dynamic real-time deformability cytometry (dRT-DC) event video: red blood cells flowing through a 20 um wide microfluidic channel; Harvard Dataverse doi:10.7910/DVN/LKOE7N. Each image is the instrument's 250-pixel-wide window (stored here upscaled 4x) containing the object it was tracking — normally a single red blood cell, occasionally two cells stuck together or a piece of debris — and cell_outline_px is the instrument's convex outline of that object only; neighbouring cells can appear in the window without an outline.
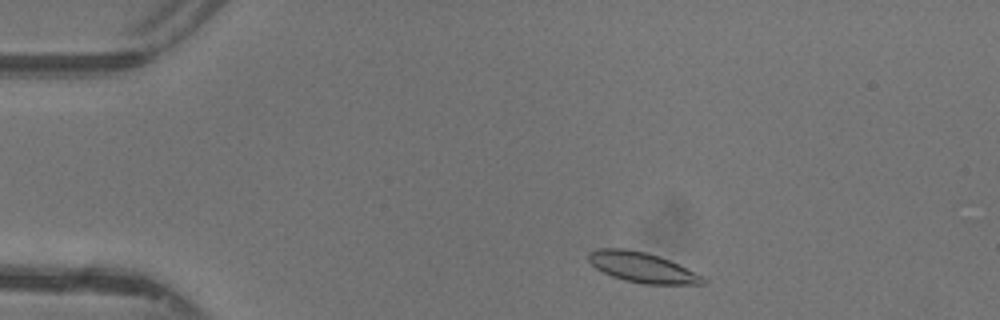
{"species": "common noctule bat (a hibernating species)", "species_latin": "Nyctalus noctula", "temperature_condition": "warm", "stored_images_in_passage": 41, "camera_frame_rate_fps": 3000, "um_per_image_px": 0.085, "animal": {"sex": "female"}, "frame": {"image": 1, "passage_image": 3, "time_ms": 0.667, "image_size_px": [1000, 320], "cell_outline_px": [[708, 280], [704, 284], [644, 284], [624, 280], [612, 276], [596, 268], [588, 260], [588, 252], [596, 248], [624, 248], [648, 252], [668, 260], [704, 276]], "centroid_in_image_um": [54.57, 22.72], "position_along_channel_um": 30.4, "area_um2": 20.11}}
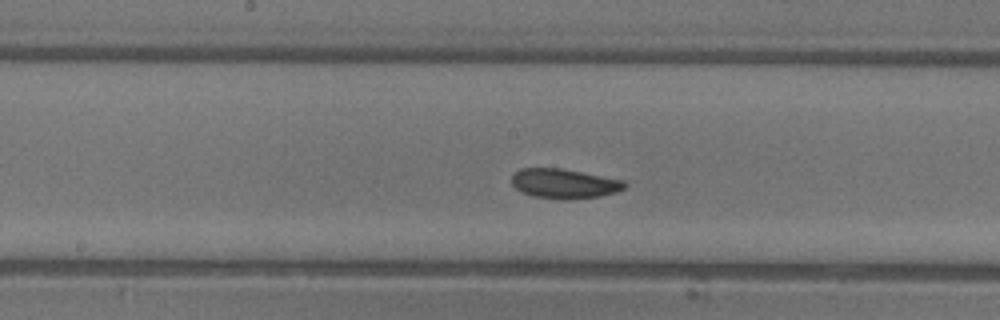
{"frame": {"image": 2, "passage_image": 19, "time_ms": 6.0, "image_size_px": [1000, 320], "cell_outline_px": [[628, 184], [624, 188], [616, 192], [600, 196], [568, 200], [560, 200], [532, 196], [520, 192], [512, 184], [512, 176], [520, 168], [560, 168], [624, 180]], "centroid_in_image_um": [47.95, 15.62], "position_along_channel_um": 200.2, "area_um2": 19.65}}
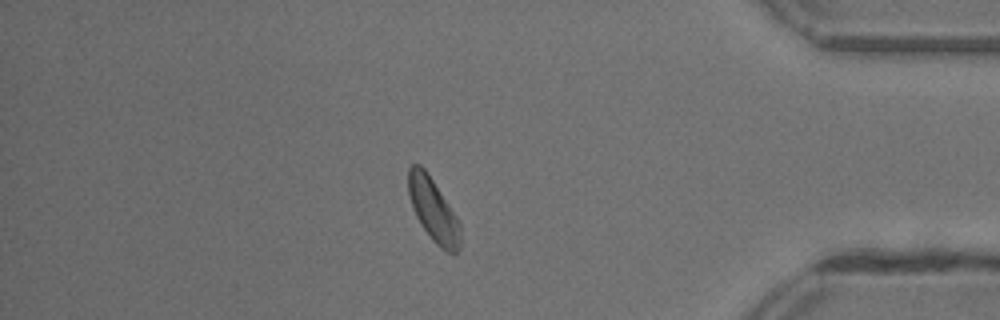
{"frame": {"image": 3, "passage_image": 35, "time_ms": 11.333, "image_size_px": [1000, 320], "cell_outline_px": [[460, 248], [456, 252], [448, 252], [440, 248], [432, 240], [420, 224], [416, 216], [408, 192], [408, 168], [412, 164], [420, 164], [424, 168], [456, 216], [460, 224]], "centroid_in_image_um": [36.82, 17.86], "position_along_channel_um": 398.4, "area_um2": 18.79}, "authors_computed_cell_mechanics": {"area_um2": 19.363, "velocity_mm_per_s": 4.3621, "shape_relaxation_time_tau1_ms": 1.9331, "shape_relaxation_time_tau2_ms": 2.3505, "deformation_change_tau1": 0.0975, "deformation_change_tau2": 0.0814}}